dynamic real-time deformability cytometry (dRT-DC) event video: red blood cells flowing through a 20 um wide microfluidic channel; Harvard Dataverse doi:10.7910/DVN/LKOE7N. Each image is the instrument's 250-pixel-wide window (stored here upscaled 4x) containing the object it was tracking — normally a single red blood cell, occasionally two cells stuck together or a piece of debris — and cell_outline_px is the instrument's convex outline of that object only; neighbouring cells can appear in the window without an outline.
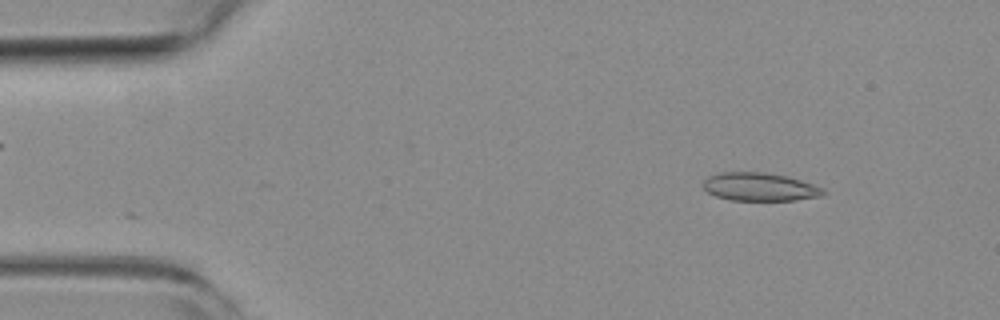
{"species": "common noctule bat (a hibernating species)", "species_latin": "Nyctalus noctula", "temperature_condition": "room temperature", "stored_images_in_passage": 7, "camera_frame_rate_fps": 3000, "um_per_image_px": 0.085, "animal": {"sex": "female", "body_mass_g": 19.3, "forearm_length_mm": 54.1}, "frame": {"image": 1, "passage_image": 3, "time_ms": 0.667, "image_size_px": [1000, 320], "cell_outline_px": [[828, 192], [824, 196], [796, 200], [728, 200], [716, 196], [708, 192], [704, 188], [704, 180], [708, 176], [720, 172], [764, 172], [788, 176], [824, 188]], "centroid_in_image_um": [64.62, 15.88], "position_along_channel_um": 20.4, "area_um2": 19.88}}